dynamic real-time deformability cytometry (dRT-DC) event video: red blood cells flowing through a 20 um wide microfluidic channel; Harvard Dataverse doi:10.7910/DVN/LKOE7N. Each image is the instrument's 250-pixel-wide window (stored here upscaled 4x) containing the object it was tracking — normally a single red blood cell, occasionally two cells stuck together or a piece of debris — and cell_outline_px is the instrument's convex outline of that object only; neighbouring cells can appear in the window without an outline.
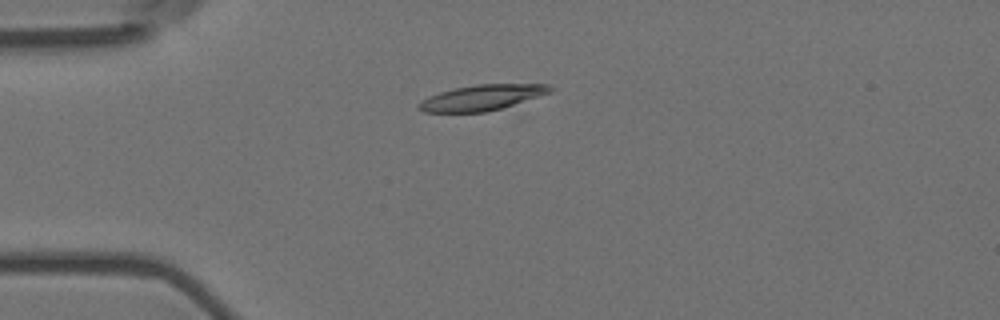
{"species": "Egyptian fruit bat (a non-hibernating species)", "species_latin": "Rousettus aegyptiacus", "temperature_condition": "room temperature", "stored_images_in_passage": 51, "camera_frame_rate_fps": 3000, "um_per_image_px": 0.085, "animal": {"sex": "female"}, "frame": {"image": 1, "passage_image": 10, "time_ms": 3.0, "image_size_px": [1000, 320], "cell_outline_px": [[552, 92], [500, 108], [484, 112], [424, 112], [416, 108], [416, 104], [420, 100], [428, 96], [440, 92], [456, 88], [476, 84], [548, 84], [552, 88]], "centroid_in_image_um": [40.9, 8.29], "position_along_channel_um": 44.1, "area_um2": 19.42}}
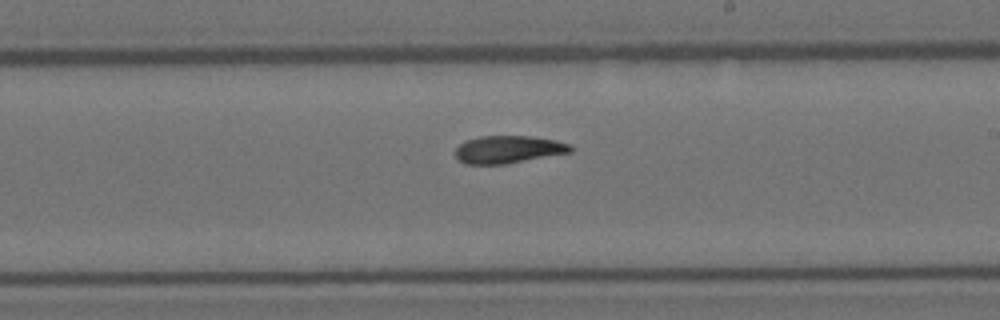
{"frame": {"image": 2, "passage_image": 28, "time_ms": 9.0, "image_size_px": [1000, 320], "cell_outline_px": [[572, 152], [504, 164], [464, 164], [456, 156], [456, 148], [464, 140], [480, 136], [532, 136], [556, 140], [568, 144], [572, 148]], "centroid_in_image_um": [43.19, 12.69], "position_along_channel_um": 245.8, "area_um2": 18.44}}
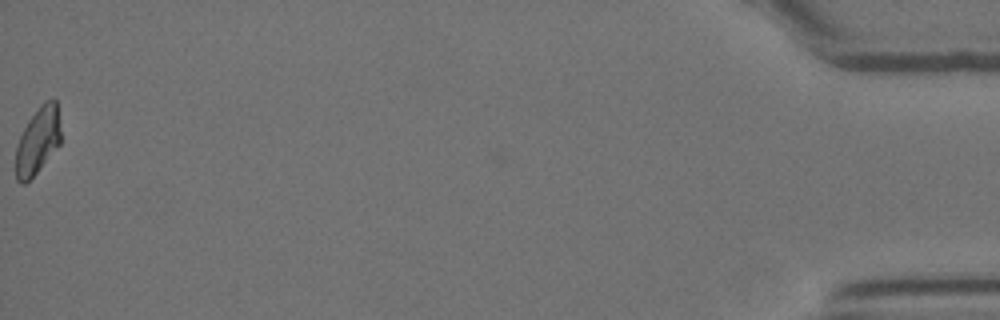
{"frame": {"image": 3, "passage_image": 51, "time_ms": 16.667, "image_size_px": [1000, 320], "cell_outline_px": [[60, 144], [36, 172], [24, 184], [20, 184], [16, 180], [16, 148], [20, 136], [28, 120], [40, 104], [44, 100], [52, 96], [56, 100], [60, 132]], "centroid_in_image_um": [3.21, 11.92], "position_along_channel_um": 432.0, "area_um2": 17.4}, "authors_computed_cell_mechanics": {"area_um2": 18.785, "velocity_mm_per_s": 3.7149, "shape_relaxation_time_tau1_ms": null, "shape_relaxation_time_tau2_ms": 4.6637, "deformation_change_tau1": null, "deformation_change_tau2": 0.109}}